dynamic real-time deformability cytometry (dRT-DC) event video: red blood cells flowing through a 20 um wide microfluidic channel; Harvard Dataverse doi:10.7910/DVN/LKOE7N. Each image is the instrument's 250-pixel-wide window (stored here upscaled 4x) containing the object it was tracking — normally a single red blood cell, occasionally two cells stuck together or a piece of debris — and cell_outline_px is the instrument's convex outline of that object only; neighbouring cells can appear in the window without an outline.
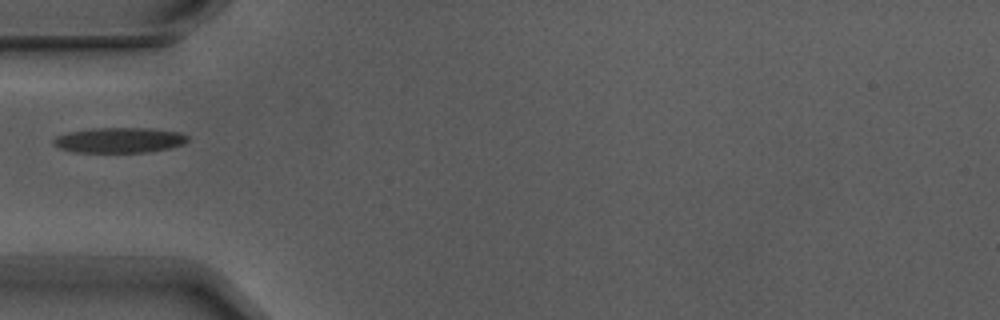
{"species": "Egyptian fruit bat (a non-hibernating species)", "species_latin": "Rousettus aegyptiacus", "temperature_condition": "warm", "stored_images_in_passage": 2, "camera_frame_rate_fps": 3000, "um_per_image_px": 0.085, "animal": {"sex": "male"}, "frame": {"image": 1, "passage_image": 1, "time_ms": 0.0, "image_size_px": [1000, 320], "cell_outline_px": [[188, 140], [184, 144], [168, 148], [148, 152], [72, 152], [60, 148], [52, 144], [52, 140], [56, 136], [68, 132], [92, 128], [152, 128], [180, 132], [188, 136]], "centroid_in_image_um": [10.13, 11.91], "position_along_channel_um": 74.9, "area_um2": 19.88}}